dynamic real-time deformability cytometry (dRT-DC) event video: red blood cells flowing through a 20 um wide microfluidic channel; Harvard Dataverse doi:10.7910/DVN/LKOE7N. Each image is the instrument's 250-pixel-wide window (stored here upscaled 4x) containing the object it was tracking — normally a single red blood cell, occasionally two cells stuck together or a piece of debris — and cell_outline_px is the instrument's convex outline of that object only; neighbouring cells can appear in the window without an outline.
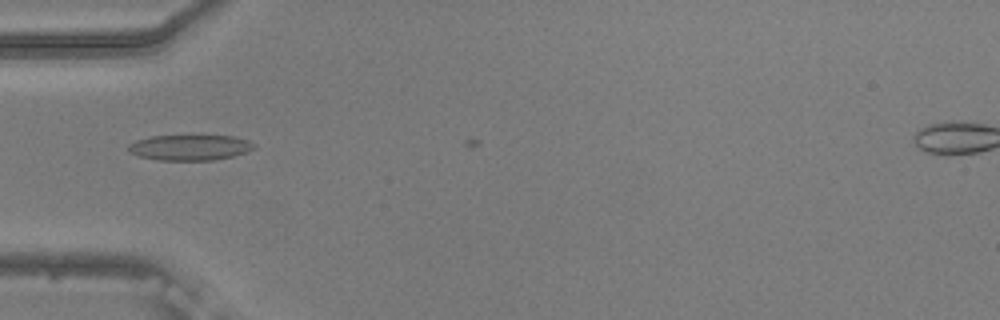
{"species": "common noctule bat (a hibernating species)", "species_latin": "Nyctalus noctula", "temperature_condition": "warm", "stored_images_in_passage": 2, "camera_frame_rate_fps": 3000, "um_per_image_px": 0.085, "animal": {"sex": "male", "body_mass_g": 20.5, "forearm_length_mm": 52.5}, "frame": {"image": 1, "passage_image": 1, "time_ms": 0.0, "image_size_px": [1000, 320], "cell_outline_px": [[256, 148], [248, 152], [232, 156], [212, 160], [156, 160], [136, 156], [128, 152], [128, 144], [136, 140], [152, 136], [200, 132], [232, 136], [248, 140], [256, 144]], "centroid_in_image_um": [16.15, 12.48], "position_along_channel_um": 68.9, "area_um2": 20.0}}